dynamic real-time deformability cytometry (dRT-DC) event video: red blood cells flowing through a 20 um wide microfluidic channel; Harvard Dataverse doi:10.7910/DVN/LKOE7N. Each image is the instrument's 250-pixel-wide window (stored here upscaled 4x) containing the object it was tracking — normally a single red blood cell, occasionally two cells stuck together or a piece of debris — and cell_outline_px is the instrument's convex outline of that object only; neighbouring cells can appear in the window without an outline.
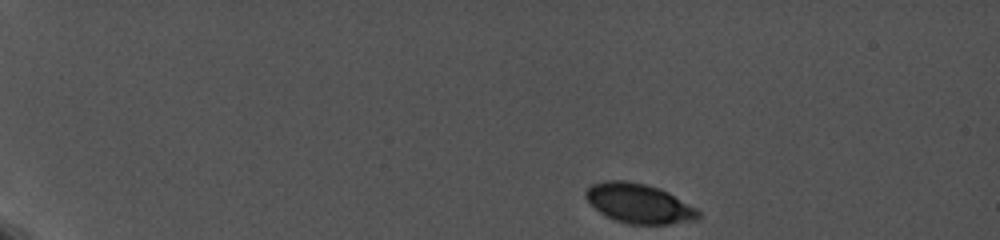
{"species": "common noctule bat (a hibernating species)", "species_latin": "Nyctalus noctula", "temperature_condition": "cold", "stored_images_in_passage": 16, "camera_frame_rate_fps": 5000, "um_per_image_px": 0.085, "animal": {"sex": "female", "body_mass_g": 19.0, "forearm_length_mm": 56.7}, "frame": {"image": 1, "passage_image": 1, "time_ms": 0.0, "image_size_px": [1000, 240], "cell_outline_px": [[700, 216], [696, 220], [668, 224], [628, 224], [616, 220], [600, 212], [584, 196], [584, 192], [592, 184], [604, 180], [628, 180], [660, 188], [668, 192], [696, 208], [700, 212]], "centroid_in_image_um": [54.31, 17.28], "position_along_channel_um": 30.7, "area_um2": 25.84}}